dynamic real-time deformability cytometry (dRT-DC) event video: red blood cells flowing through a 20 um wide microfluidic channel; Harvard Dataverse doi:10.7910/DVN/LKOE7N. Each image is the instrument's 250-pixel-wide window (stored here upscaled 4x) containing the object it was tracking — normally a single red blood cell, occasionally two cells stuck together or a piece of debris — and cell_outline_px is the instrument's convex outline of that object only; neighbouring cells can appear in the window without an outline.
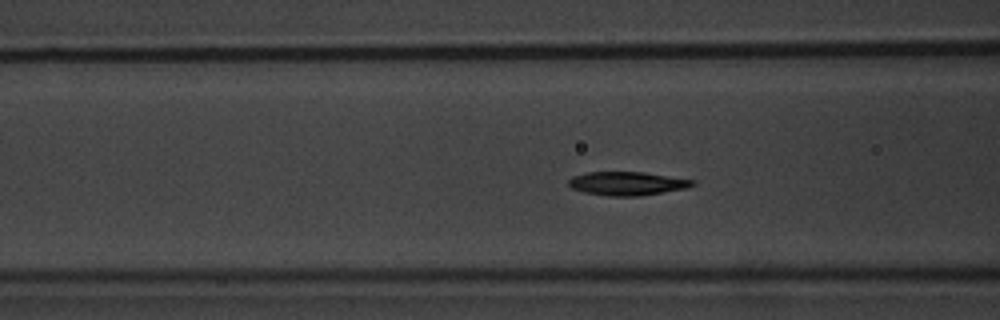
{"species": "common noctule bat (a hibernating species)", "species_latin": "Nyctalus noctula", "temperature_condition": "warm", "stored_images_in_passage": 52, "segment_of_instrument_passage": [1, 2], "camera_frame_rate_fps": 3000, "um_per_image_px": 0.085, "animal": {"sex": "male", "body_mass_g": 20.1, "forearm_length_mm": 53.5}, "frame": {"image": 1, "passage_image": 19, "time_ms": 6.0, "image_size_px": [1000, 320], "cell_outline_px": [[696, 184], [688, 188], [640, 196], [608, 196], [584, 192], [572, 188], [568, 184], [568, 180], [572, 176], [588, 172], [644, 172], [696, 180]], "centroid_in_image_um": [53.34, 15.59], "position_along_channel_um": 113.3, "area_um2": 17.17}}
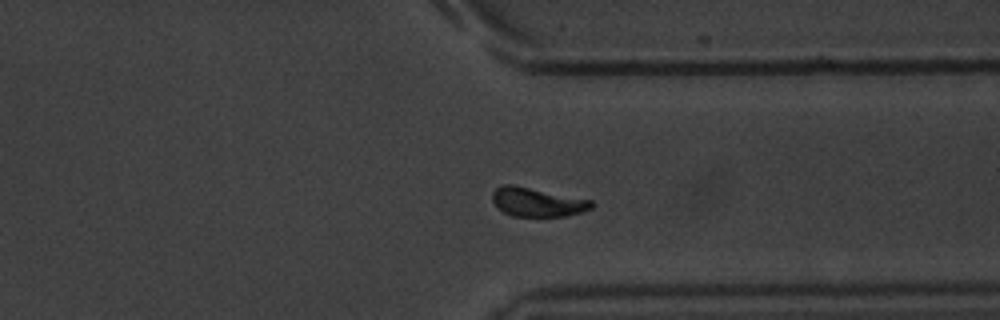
{"frame": {"image": 2, "passage_image": 39, "time_ms": 12.667, "image_size_px": [1000, 320], "cell_outline_px": [[596, 204], [592, 208], [584, 212], [568, 216], [512, 216], [496, 208], [492, 200], [492, 192], [500, 184], [512, 184], [592, 200]], "centroid_in_image_um": [45.67, 17.18], "position_along_channel_um": 365.7, "area_um2": 16.99}}
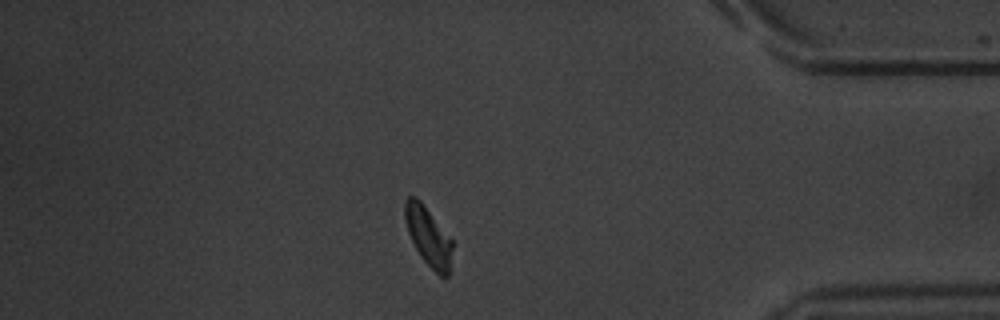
{"frame": {"image": 3, "passage_image": 44, "time_ms": 14.333, "image_size_px": [1000, 320], "cell_outline_px": [[452, 248], [448, 276], [440, 276], [420, 256], [408, 232], [404, 216], [404, 200], [408, 196], [416, 196], [420, 200], [452, 240]], "centroid_in_image_um": [36.38, 20.05], "position_along_channel_um": 398.8, "area_um2": 15.95}}